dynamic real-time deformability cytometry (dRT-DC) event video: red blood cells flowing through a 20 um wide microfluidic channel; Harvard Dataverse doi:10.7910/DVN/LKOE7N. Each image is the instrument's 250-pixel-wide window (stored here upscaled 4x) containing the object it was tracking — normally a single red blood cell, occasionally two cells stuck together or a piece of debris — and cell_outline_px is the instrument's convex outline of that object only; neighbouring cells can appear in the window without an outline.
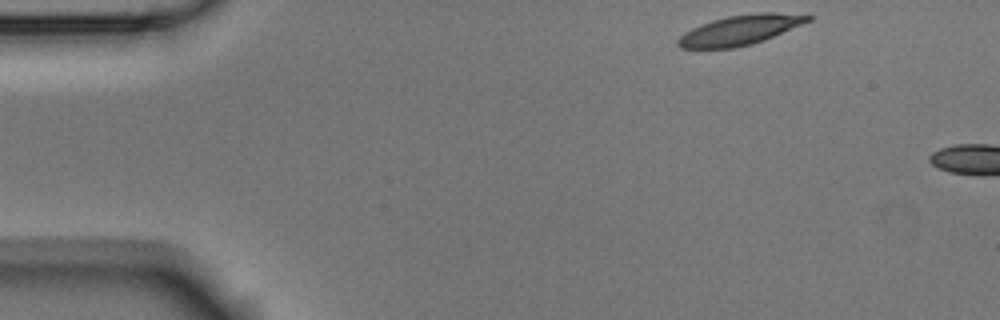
{"species": "Egyptian fruit bat (a non-hibernating species)", "species_latin": "Rousettus aegyptiacus", "temperature_condition": "room temperature", "stored_images_in_passage": 4, "camera_frame_rate_fps": 3000, "um_per_image_px": 0.085, "animal": {"sex": "male"}, "frame": {"image": 1, "passage_image": 1, "time_ms": 0.0, "image_size_px": [1000, 320], "cell_outline_px": [[812, 20], [764, 40], [752, 44], [732, 48], [680, 48], [676, 44], [676, 40], [684, 32], [700, 24], [712, 20], [728, 16], [756, 12], [776, 12], [812, 16]], "centroid_in_image_um": [62.88, 2.55], "position_along_channel_um": 22.1, "area_um2": 22.54}}